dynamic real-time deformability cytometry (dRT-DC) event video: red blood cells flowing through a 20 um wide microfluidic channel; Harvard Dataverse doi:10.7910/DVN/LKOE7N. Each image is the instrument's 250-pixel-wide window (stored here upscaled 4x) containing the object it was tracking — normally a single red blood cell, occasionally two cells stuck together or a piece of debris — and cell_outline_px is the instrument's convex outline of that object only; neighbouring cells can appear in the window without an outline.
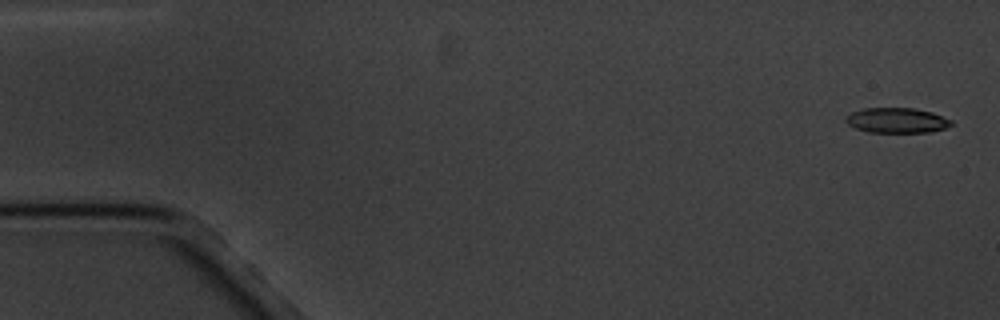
{"species": "common noctule bat (a hibernating species)", "species_latin": "Nyctalus noctula", "temperature_condition": "cold", "stored_images_in_passage": 6, "camera_frame_rate_fps": 3000, "um_per_image_px": 0.085, "animal": {"sex": "male", "body_mass_g": 20.1, "forearm_length_mm": 53.5}, "frame": {"image": 1, "passage_image": 1, "time_ms": 0.0, "image_size_px": [1000, 320], "cell_outline_px": [[952, 124], [944, 128], [928, 132], [868, 132], [856, 128], [848, 124], [844, 120], [852, 112], [864, 108], [916, 108], [932, 112], [952, 120]], "centroid_in_image_um": [76.23, 10.22], "position_along_channel_um": 8.8, "area_um2": 15.32}}
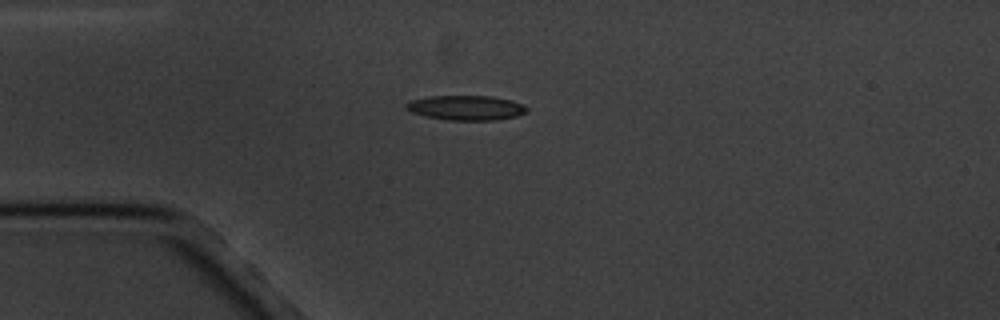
{"frame": {"image": 2, "passage_image": 4, "time_ms": 4.333, "image_size_px": [1000, 320], "cell_outline_px": [[528, 112], [516, 116], [496, 120], [448, 120], [424, 116], [412, 112], [404, 108], [404, 104], [412, 100], [428, 96], [492, 96], [512, 100], [528, 108]], "centroid_in_image_um": [39.6, 9.16], "position_along_channel_um": 45.4, "area_um2": 17.46}}
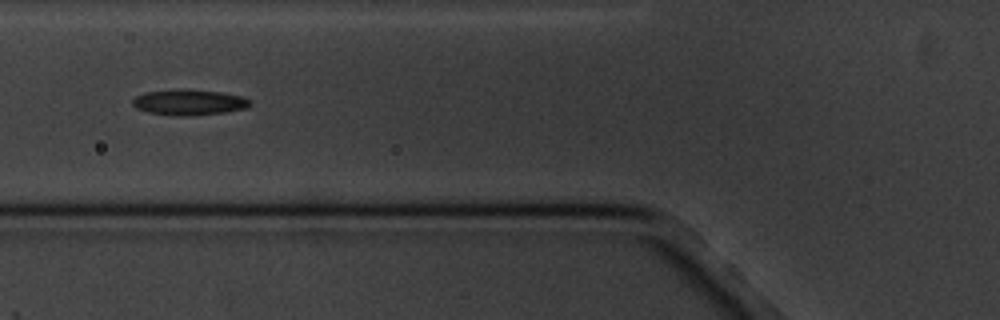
{"frame": {"image": 3, "passage_image": 6, "time_ms": 6.667, "image_size_px": [1000, 320], "cell_outline_px": [[252, 104], [248, 108], [224, 112], [184, 116], [148, 112], [136, 108], [132, 104], [132, 100], [136, 96], [144, 92], [180, 88], [184, 88], [220, 92], [240, 96], [252, 100]], "centroid_in_image_um": [16.08, 8.67], "position_along_channel_um": 109.7, "area_um2": 17.63}}